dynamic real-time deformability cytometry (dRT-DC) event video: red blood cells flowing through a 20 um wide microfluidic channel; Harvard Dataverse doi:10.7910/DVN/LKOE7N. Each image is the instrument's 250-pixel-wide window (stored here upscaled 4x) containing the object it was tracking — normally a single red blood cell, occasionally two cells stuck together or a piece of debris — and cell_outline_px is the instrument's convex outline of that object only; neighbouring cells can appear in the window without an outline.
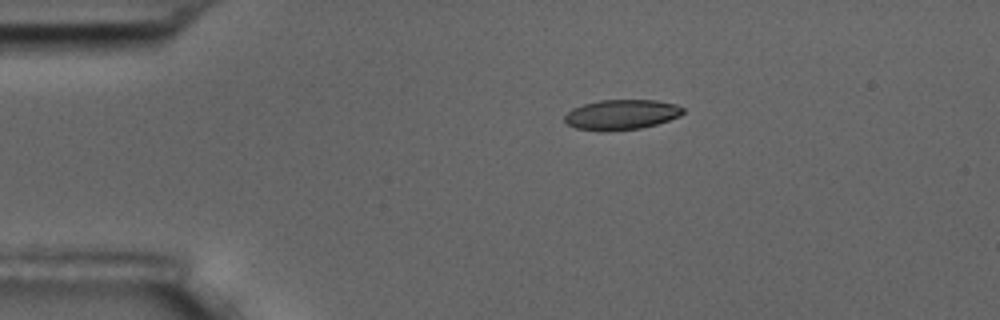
{"species": "common noctule bat (a hibernating species)", "species_latin": "Nyctalus noctula", "temperature_condition": "room temperature", "stored_images_in_passage": 8, "camera_frame_rate_fps": 3000, "um_per_image_px": 0.085, "animal": {"sex": "male", "body_mass_g": 17.5, "forearm_length_mm": 52.3}, "frame": {"image": 1, "passage_image": 1, "time_ms": 0.0, "image_size_px": [1000, 320], "cell_outline_px": [[684, 112], [680, 116], [656, 124], [640, 128], [576, 128], [568, 124], [564, 120], [564, 116], [572, 108], [584, 104], [600, 100], [656, 100], [676, 104], [684, 108]], "centroid_in_image_um": [52.88, 9.69], "position_along_channel_um": 32.1, "area_um2": 19.88}}
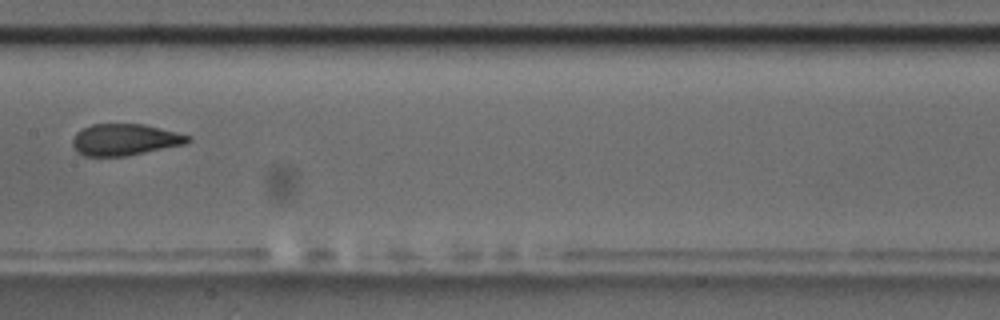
{"frame": {"image": 2, "passage_image": 6, "time_ms": 6.0, "image_size_px": [1000, 320], "cell_outline_px": [[192, 140], [184, 144], [124, 156], [84, 156], [76, 152], [72, 144], [72, 140], [76, 132], [92, 124], [144, 124], [192, 136]], "centroid_in_image_um": [10.59, 11.87], "position_along_channel_um": 196.8, "area_um2": 21.1}}
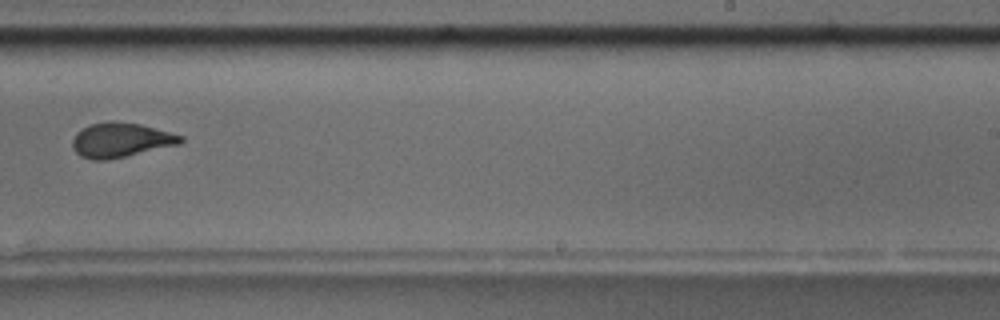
{"frame": {"image": 3, "passage_image": 8, "time_ms": 8.333, "image_size_px": [1000, 320], "cell_outline_px": [[184, 140], [180, 144], [124, 156], [104, 160], [92, 160], [80, 156], [72, 148], [72, 140], [76, 132], [92, 124], [112, 120], [140, 124], [184, 136]], "centroid_in_image_um": [10.25, 11.9], "position_along_channel_um": 278.8, "area_um2": 21.62}}